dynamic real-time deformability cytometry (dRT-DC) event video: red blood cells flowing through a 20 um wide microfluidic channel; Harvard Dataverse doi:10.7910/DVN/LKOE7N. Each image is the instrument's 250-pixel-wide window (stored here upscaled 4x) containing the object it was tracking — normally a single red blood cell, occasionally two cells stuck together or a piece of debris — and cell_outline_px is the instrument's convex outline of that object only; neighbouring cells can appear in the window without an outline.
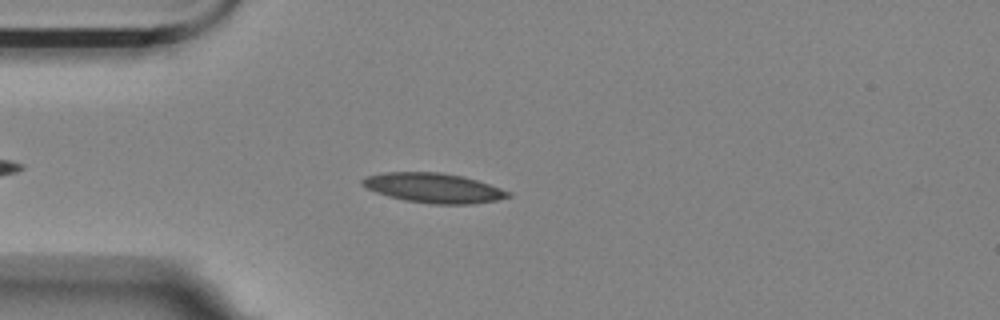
{"species": "Egyptian fruit bat (a non-hibernating species)", "species_latin": "Rousettus aegyptiacus", "temperature_condition": "room temperature", "stored_images_in_passage": 7, "camera_frame_rate_fps": 3000, "um_per_image_px": 0.085, "animal": {"sex": "female"}, "frame": {"image": 1, "passage_image": 4, "time_ms": 1.0, "image_size_px": [1000, 320], "cell_outline_px": [[512, 196], [496, 200], [472, 204], [432, 204], [404, 200], [388, 196], [376, 192], [360, 184], [360, 180], [364, 176], [384, 172], [440, 172], [464, 176], [512, 192]], "centroid_in_image_um": [36.83, 15.97], "position_along_channel_um": 48.2, "area_um2": 25.32}}
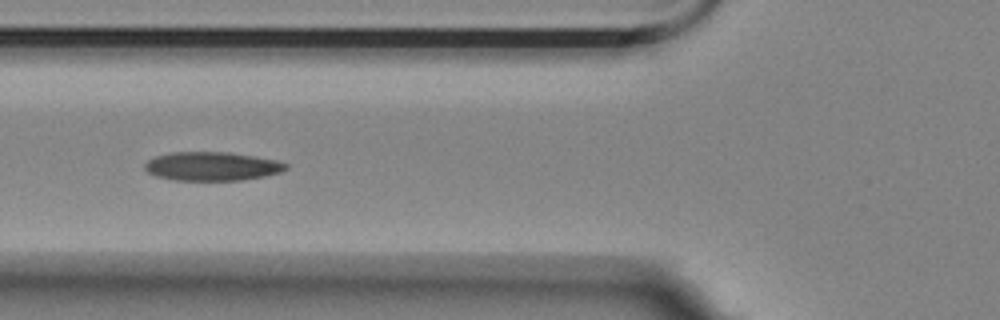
{"frame": {"image": 2, "passage_image": 6, "time_ms": 1.667, "image_size_px": [1000, 320], "cell_outline_px": [[288, 168], [280, 172], [264, 176], [240, 180], [172, 180], [156, 176], [148, 172], [144, 168], [144, 164], [148, 160], [156, 156], [172, 152], [228, 152], [276, 160], [288, 164]], "centroid_in_image_um": [18.0, 14.13], "position_along_channel_um": 107.8, "area_um2": 23.52}}
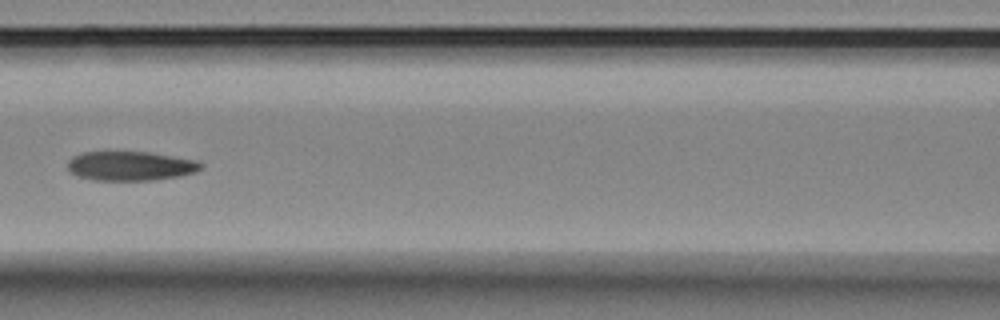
{"frame": {"image": 3, "passage_image": 7, "time_ms": 2.0, "image_size_px": [1000, 320], "cell_outline_px": [[204, 168], [196, 172], [156, 180], [96, 180], [76, 176], [68, 172], [68, 160], [72, 156], [80, 152], [104, 148], [152, 152], [200, 160], [204, 164]], "centroid_in_image_um": [11.05, 14.04], "position_along_channel_um": 155.6, "area_um2": 24.22}}